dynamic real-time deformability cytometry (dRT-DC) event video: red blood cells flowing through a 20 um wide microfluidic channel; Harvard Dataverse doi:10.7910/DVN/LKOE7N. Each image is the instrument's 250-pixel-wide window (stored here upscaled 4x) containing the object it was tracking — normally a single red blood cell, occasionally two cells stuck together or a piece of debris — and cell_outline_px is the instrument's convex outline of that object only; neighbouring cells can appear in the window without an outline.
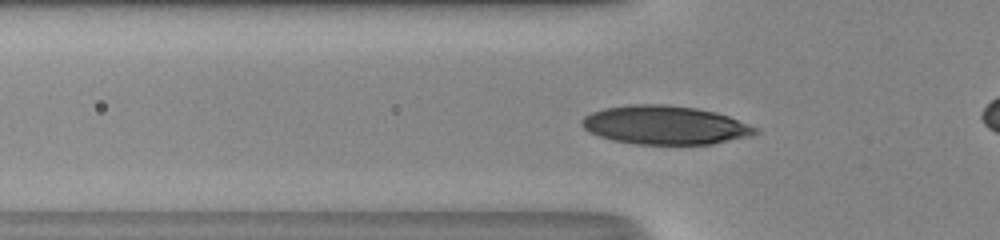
{"species": "human", "species_latin": "Homo sapiens", "temperature_condition": "room temperature", "stored_images_in_passage": 47, "camera_frame_rate_fps": 3000, "um_per_image_px": 0.085, "donor": {"sex": "male"}, "frame": {"image": 1, "passage_image": 14, "time_ms": 4.333, "image_size_px": [1000, 240], "cell_outline_px": [[760, 132], [752, 136], [712, 144], [636, 144], [612, 140], [588, 132], [580, 124], [580, 120], [584, 116], [592, 112], [604, 108], [628, 104], [664, 104], [696, 108], [716, 112], [728, 116], [760, 128]], "centroid_in_image_um": [56.54, 10.63], "position_along_channel_um": 69.3, "area_um2": 39.42}}
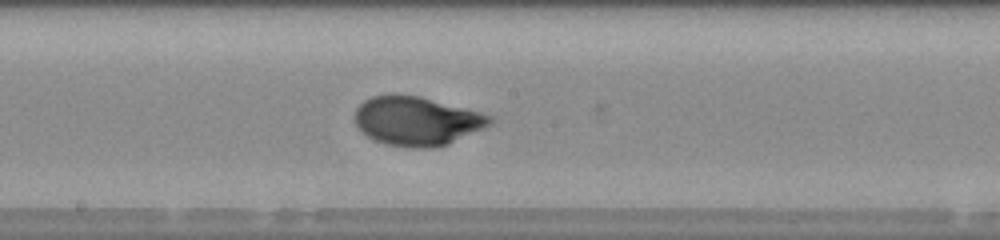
{"frame": {"image": 2, "passage_image": 24, "time_ms": 7.667, "image_size_px": [1000, 240], "cell_outline_px": [[496, 120], [492, 124], [484, 128], [448, 144], [436, 148], [408, 148], [388, 144], [376, 140], [368, 136], [356, 124], [356, 108], [364, 100], [372, 96], [388, 92], [396, 92], [420, 96], [480, 112], [492, 116]], "centroid_in_image_um": [35.45, 10.26], "position_along_channel_um": 212.8, "area_um2": 38.9}}
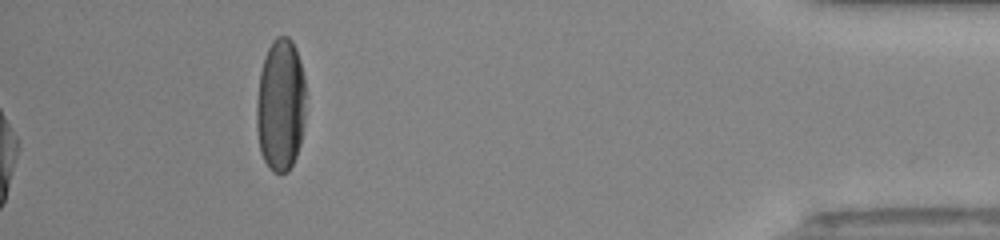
{"frame": {"image": 3, "passage_image": 47, "time_ms": 15.333, "image_size_px": [1000, 240], "cell_outline_px": [[304, 124], [300, 144], [296, 156], [288, 172], [272, 172], [268, 168], [260, 152], [256, 128], [256, 100], [260, 72], [268, 48], [272, 40], [276, 36], [288, 36], [292, 40], [296, 48], [300, 60], [304, 76]], "centroid_in_image_um": [23.83, 8.93], "position_along_channel_um": 411.4, "area_um2": 38.44}, "authors_computed_cell_mechanics": {"area_um2": 38.148, "velocity_mm_per_s": 4.3262, "shape_relaxation_time_tau1_ms": 3.1112, "shape_relaxation_time_tau2_ms": null, "deformation_change_tau1": 0.1888, "deformation_change_tau2": null}}